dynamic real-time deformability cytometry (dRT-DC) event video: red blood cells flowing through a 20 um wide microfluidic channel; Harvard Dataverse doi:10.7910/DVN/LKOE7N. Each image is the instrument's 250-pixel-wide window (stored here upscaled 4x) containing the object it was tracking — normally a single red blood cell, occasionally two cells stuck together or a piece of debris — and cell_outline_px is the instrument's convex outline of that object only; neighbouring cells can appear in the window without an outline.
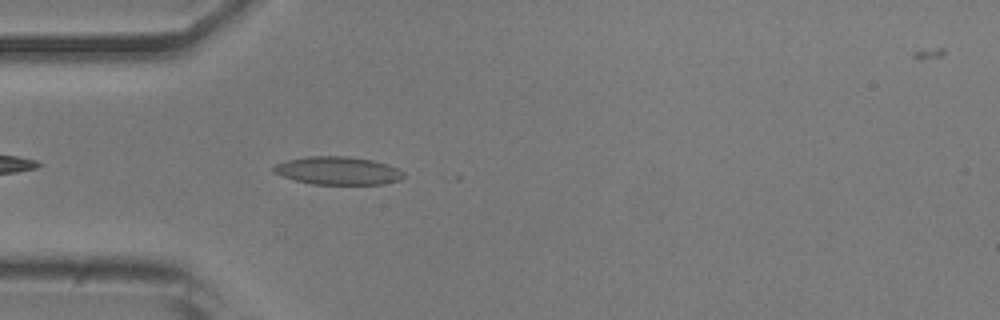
{"species": "common noctule bat (a hibernating species)", "species_latin": "Nyctalus noctula", "temperature_condition": "room temperature", "stored_images_in_passage": 8, "camera_frame_rate_fps": 3000, "um_per_image_px": 0.085, "animal": {"sex": "male", "body_mass_g": 20.5, "forearm_length_mm": 52.5}, "frame": {"image": 1, "passage_image": 4, "time_ms": 1.0, "image_size_px": [1000, 320], "cell_outline_px": [[404, 176], [400, 180], [384, 184], [312, 184], [296, 180], [284, 176], [276, 172], [272, 168], [276, 164], [288, 160], [308, 156], [348, 156], [372, 160], [388, 164], [404, 172]], "centroid_in_image_um": [28.77, 14.5], "position_along_channel_um": 56.2, "area_um2": 21.04}}
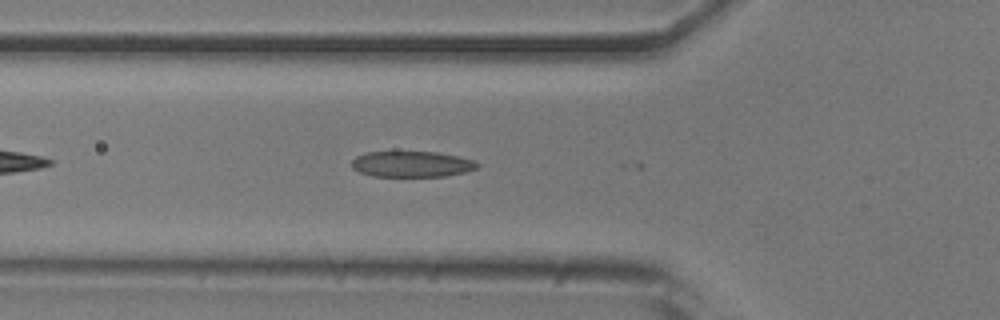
{"frame": {"image": 2, "passage_image": 7, "time_ms": 2.0, "image_size_px": [1000, 320], "cell_outline_px": [[480, 164], [476, 168], [464, 172], [444, 176], [372, 176], [360, 172], [352, 168], [352, 160], [356, 156], [364, 152], [436, 152], [460, 156], [476, 160]], "centroid_in_image_um": [35.01, 13.94], "position_along_channel_um": 90.8, "area_um2": 18.96}}